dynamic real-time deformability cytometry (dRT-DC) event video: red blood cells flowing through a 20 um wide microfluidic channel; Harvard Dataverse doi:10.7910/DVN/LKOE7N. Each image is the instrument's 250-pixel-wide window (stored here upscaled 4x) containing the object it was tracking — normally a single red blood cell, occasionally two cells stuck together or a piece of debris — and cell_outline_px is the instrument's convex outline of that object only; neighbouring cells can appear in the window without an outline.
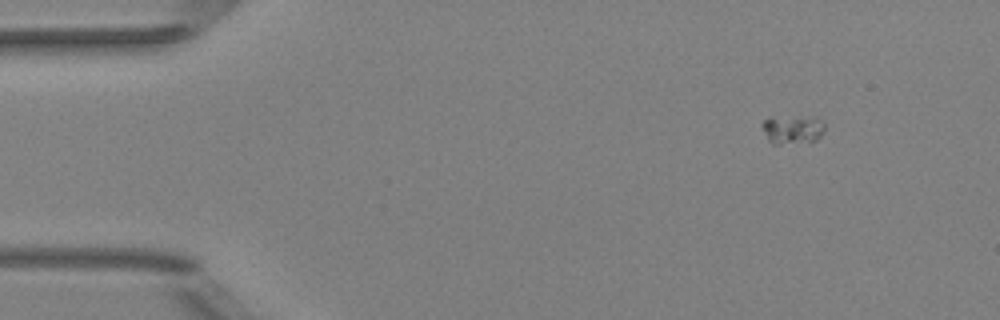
{"species": "Egyptian fruit bat (a non-hibernating species)", "species_latin": "Rousettus aegyptiacus", "temperature_condition": "room temperature", "stored_images_in_passage": 53, "camera_frame_rate_fps": 3000, "um_per_image_px": 0.085, "animal": {"sex": "female"}, "frame": {"image": 1, "passage_image": 7, "time_ms": 2.0, "image_size_px": [1000, 320], "cell_outline_px": [[824, 132], [816, 140], [780, 144], [772, 144], [768, 140], [760, 128], [760, 124], [768, 116], [812, 116], [820, 120], [824, 124]], "centroid_in_image_um": [67.3, 10.97], "position_along_channel_um": 17.7, "area_um2": 10.81}}